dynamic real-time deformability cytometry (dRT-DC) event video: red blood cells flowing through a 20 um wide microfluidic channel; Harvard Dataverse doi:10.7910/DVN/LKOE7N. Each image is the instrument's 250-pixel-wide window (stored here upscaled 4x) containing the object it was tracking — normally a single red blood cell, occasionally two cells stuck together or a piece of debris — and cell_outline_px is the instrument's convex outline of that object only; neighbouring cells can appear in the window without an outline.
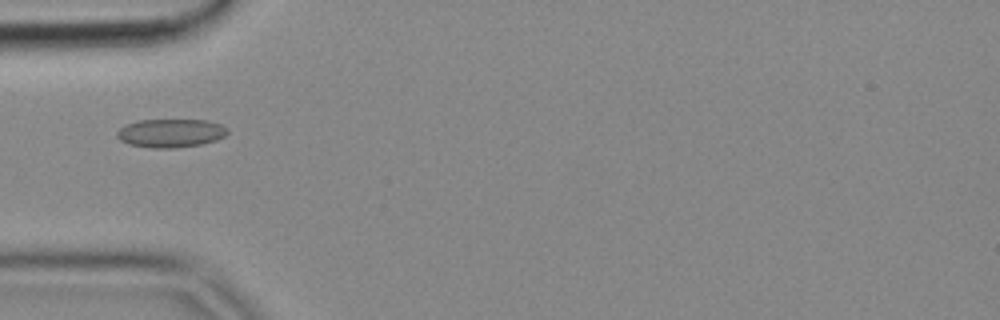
{"species": "common noctule bat (a hibernating species)", "species_latin": "Nyctalus noctula", "temperature_condition": "cold", "stored_images_in_passage": 6, "camera_frame_rate_fps": 3000, "um_per_image_px": 0.085, "animal": {"sex": "female", "body_mass_g": 18.4}, "frame": {"image": 1, "passage_image": 4, "time_ms": 1.0, "image_size_px": [1000, 320], "cell_outline_px": [[228, 132], [224, 136], [216, 140], [200, 144], [172, 148], [152, 148], [128, 144], [120, 140], [116, 136], [116, 132], [120, 128], [128, 124], [140, 120], [208, 120], [220, 124], [228, 128]], "centroid_in_image_um": [14.51, 11.31], "position_along_channel_um": 70.5, "area_um2": 18.26}}
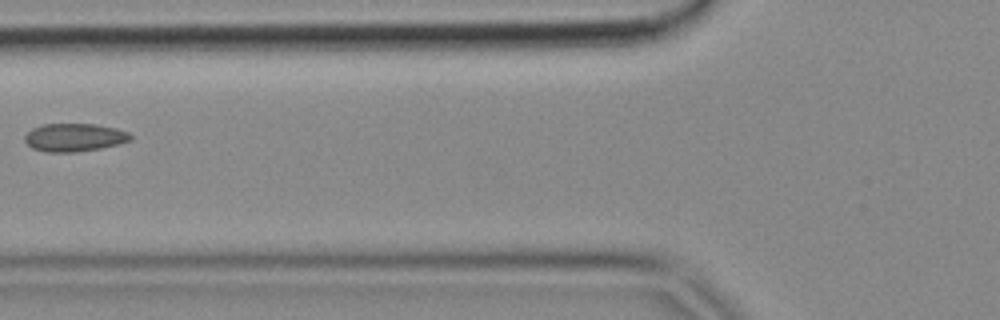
{"frame": {"image": 2, "passage_image": 5, "time_ms": 1.333, "image_size_px": [1000, 320], "cell_outline_px": [[132, 140], [120, 144], [100, 148], [76, 152], [48, 152], [32, 148], [24, 140], [24, 136], [32, 128], [44, 124], [96, 124], [116, 128], [128, 132], [132, 136]], "centroid_in_image_um": [6.34, 11.68], "position_along_channel_um": 119.5, "area_um2": 17.34}}